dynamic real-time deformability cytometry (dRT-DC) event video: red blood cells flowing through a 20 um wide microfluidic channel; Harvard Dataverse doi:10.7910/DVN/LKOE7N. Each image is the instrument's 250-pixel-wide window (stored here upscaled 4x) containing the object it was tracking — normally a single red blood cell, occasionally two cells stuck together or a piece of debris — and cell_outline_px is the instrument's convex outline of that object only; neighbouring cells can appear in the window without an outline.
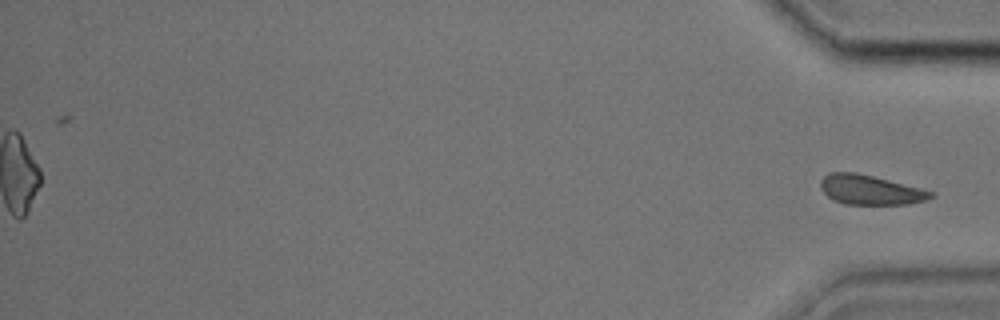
{"species": "common noctule bat (a hibernating species)", "species_latin": "Nyctalus noctula", "temperature_condition": "cold", "stored_images_in_passage": 43, "segment_of_instrument_passage": [2, 2], "camera_frame_rate_fps": 3000, "um_per_image_px": 0.085, "animal": {"sex": "male", "body_mass_g": 17.9, "forearm_length_mm": 54.2}, "frame": {"image": 1, "passage_image": 43, "time_ms": 14.0, "image_size_px": [1000, 320], "cell_outline_px": [[936, 196], [924, 200], [908, 204], [844, 204], [832, 200], [820, 188], [820, 180], [828, 172], [856, 172], [936, 192]], "centroid_in_image_um": [73.95, 16.14], "position_along_channel_um": 361.2, "area_um2": 19.02}}